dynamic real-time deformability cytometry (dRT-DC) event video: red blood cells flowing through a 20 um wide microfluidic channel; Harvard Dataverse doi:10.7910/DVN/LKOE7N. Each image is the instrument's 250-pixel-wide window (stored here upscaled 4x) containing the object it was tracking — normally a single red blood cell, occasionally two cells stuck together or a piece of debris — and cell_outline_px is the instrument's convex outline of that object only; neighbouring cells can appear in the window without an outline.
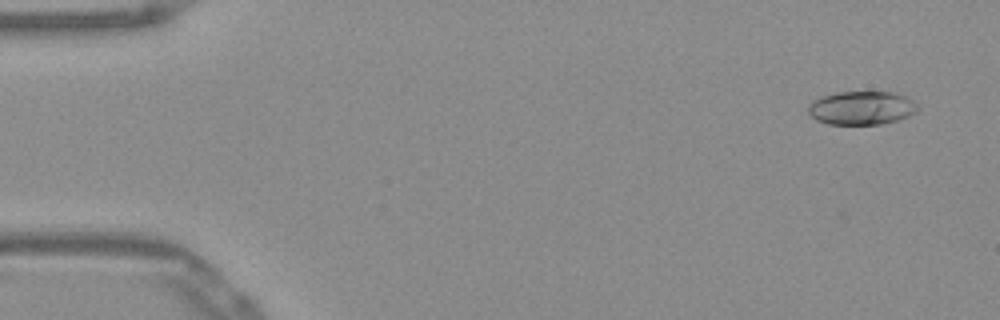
{"species": "Egyptian fruit bat (a non-hibernating species)", "species_latin": "Rousettus aegyptiacus", "temperature_condition": "warm", "stored_images_in_passage": 52, "camera_frame_rate_fps": 3000, "um_per_image_px": 0.085, "frame": {"image": 1, "passage_image": 3, "time_ms": 0.667, "image_size_px": [1000, 320], "cell_outline_px": [[920, 108], [916, 112], [900, 120], [880, 124], [828, 124], [816, 120], [808, 112], [808, 104], [812, 100], [820, 96], [836, 92], [892, 92], [904, 96], [912, 100]], "centroid_in_image_um": [73.22, 9.17], "position_along_channel_um": 11.8, "area_um2": 21.56}}
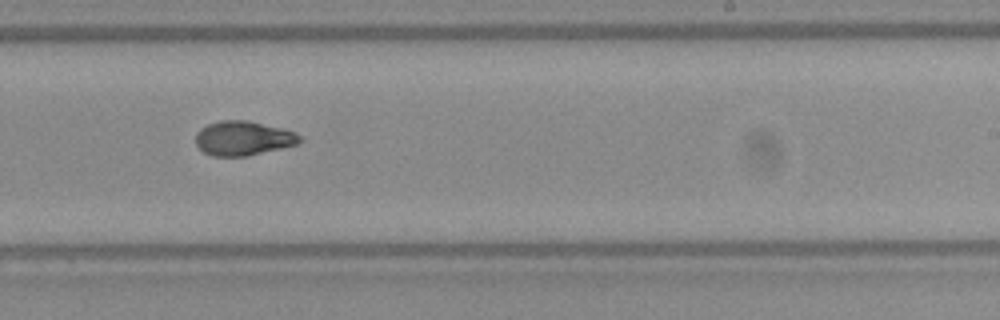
{"frame": {"image": 2, "passage_image": 32, "time_ms": 10.333, "image_size_px": [1000, 320], "cell_outline_px": [[304, 140], [296, 144], [248, 156], [212, 156], [204, 152], [196, 144], [196, 132], [200, 128], [208, 124], [220, 120], [248, 120], [280, 128], [292, 132], [300, 136]], "centroid_in_image_um": [20.63, 11.75], "position_along_channel_um": 268.4, "area_um2": 20.69}}
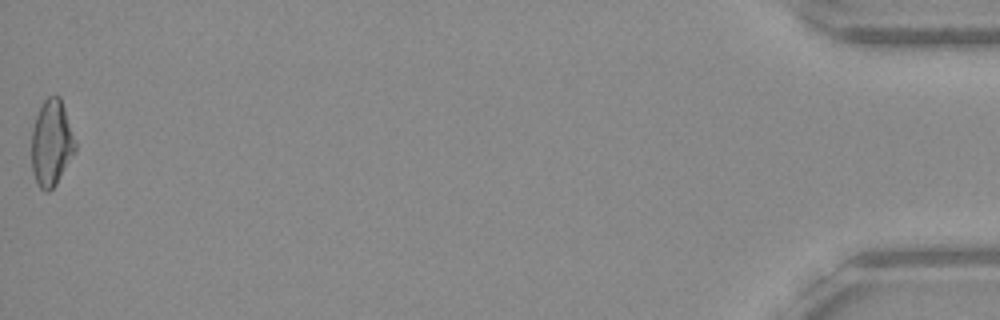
{"frame": {"image": 3, "passage_image": 52, "time_ms": 17.0, "image_size_px": [1000, 320], "cell_outline_px": [[76, 152], [56, 184], [48, 192], [44, 192], [40, 188], [32, 172], [32, 128], [36, 116], [44, 100], [48, 96], [60, 96], [76, 144]], "centroid_in_image_um": [4.37, 12.18], "position_along_channel_um": 430.8, "area_um2": 21.79}, "authors_computed_cell_mechanics": {"area_um2": 21.097, "velocity_mm_per_s": 3.9099, "shape_relaxation_time_tau1_ms": 5.6942, "shape_relaxation_time_tau2_ms": 2.4096, "deformation_change_tau1": 0.1671, "deformation_change_tau2": 0.0754}}